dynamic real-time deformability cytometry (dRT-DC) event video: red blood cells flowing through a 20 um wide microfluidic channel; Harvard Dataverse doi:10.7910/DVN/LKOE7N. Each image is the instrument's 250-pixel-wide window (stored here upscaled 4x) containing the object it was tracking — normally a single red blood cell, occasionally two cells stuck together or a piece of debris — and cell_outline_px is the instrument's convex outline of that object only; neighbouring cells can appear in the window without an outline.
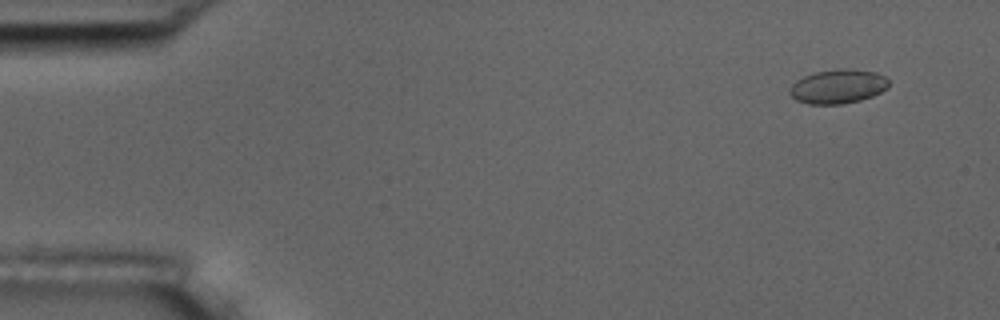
{"species": "common noctule bat (a hibernating species)", "species_latin": "Nyctalus noctula", "temperature_condition": "room temperature", "stored_images_in_passage": 10, "camera_frame_rate_fps": 3000, "um_per_image_px": 0.085, "animal": {"sex": "male", "body_mass_g": 17.5, "forearm_length_mm": 52.3}, "frame": {"image": 1, "passage_image": 2, "time_ms": 1.0, "image_size_px": [1000, 320], "cell_outline_px": [[888, 88], [872, 96], [860, 100], [840, 104], [808, 104], [796, 100], [788, 92], [788, 88], [796, 80], [804, 76], [816, 72], [840, 68], [848, 68], [876, 72], [884, 76], [888, 80]], "centroid_in_image_um": [71.2, 7.34], "position_along_channel_um": 13.8, "area_um2": 19.77}}
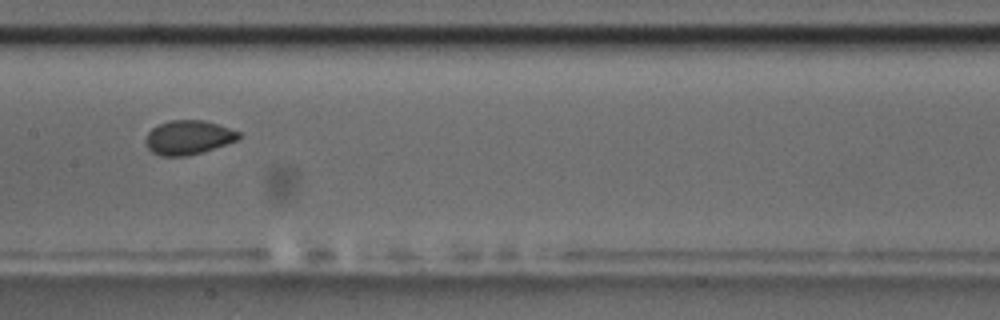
{"frame": {"image": 2, "passage_image": 9, "time_ms": 9.0, "image_size_px": [1000, 320], "cell_outline_px": [[240, 140], [200, 152], [184, 156], [160, 156], [152, 152], [148, 148], [144, 140], [148, 132], [152, 128], [168, 120], [204, 120], [240, 132]], "centroid_in_image_um": [15.99, 11.68], "position_along_channel_um": 191.4, "area_um2": 18.44}}
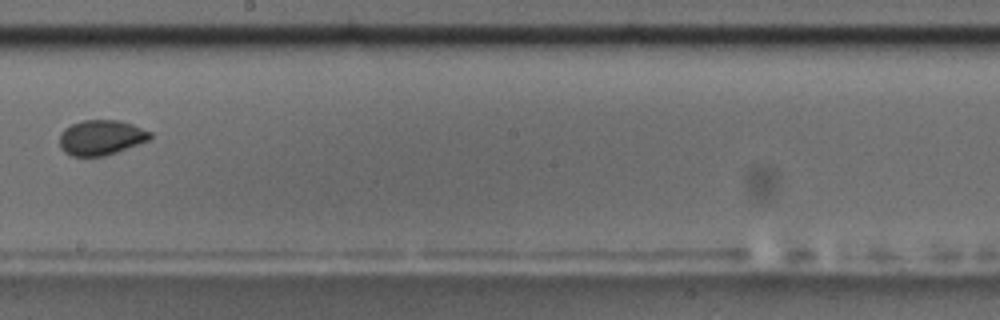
{"frame": {"image": 3, "passage_image": 10, "time_ms": 10.333, "image_size_px": [1000, 320], "cell_outline_px": [[152, 136], [148, 140], [116, 152], [104, 156], [72, 156], [64, 152], [60, 148], [60, 132], [64, 128], [72, 124], [84, 120], [120, 120], [132, 124], [152, 132]], "centroid_in_image_um": [8.57, 11.68], "position_along_channel_um": 239.6, "area_um2": 18.5}}